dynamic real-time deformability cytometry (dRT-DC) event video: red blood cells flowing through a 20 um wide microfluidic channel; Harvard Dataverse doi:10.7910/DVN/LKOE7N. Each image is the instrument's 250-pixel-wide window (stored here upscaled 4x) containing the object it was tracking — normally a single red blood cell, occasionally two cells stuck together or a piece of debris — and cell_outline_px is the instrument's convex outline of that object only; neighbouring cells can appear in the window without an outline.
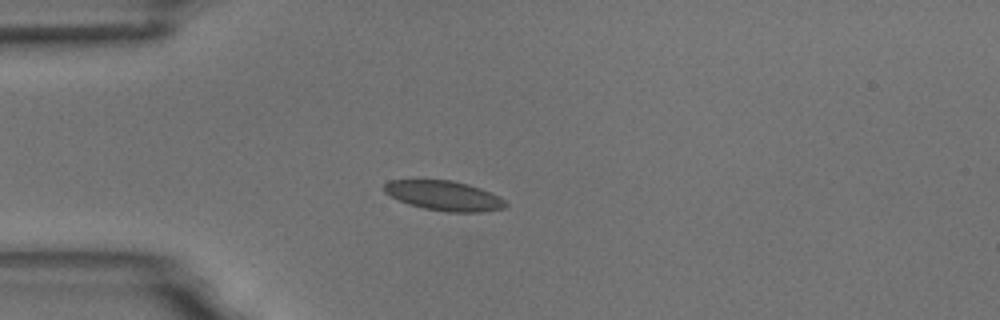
{"species": "common noctule bat (a hibernating species)", "species_latin": "Nyctalus noctula", "temperature_condition": "room temperature", "stored_images_in_passage": 43, "camera_frame_rate_fps": 3000, "um_per_image_px": 0.085, "animal": {"sex": "male", "body_mass_g": 18.8}, "frame": {"image": 1, "passage_image": 2, "time_ms": 0.333, "image_size_px": [1000, 320], "cell_outline_px": [[508, 204], [504, 208], [484, 212], [448, 212], [424, 208], [408, 204], [384, 192], [384, 184], [388, 180], [452, 180], [468, 184], [480, 188], [500, 196]], "centroid_in_image_um": [37.77, 16.63], "position_along_channel_um": 47.2, "area_um2": 21.04}}
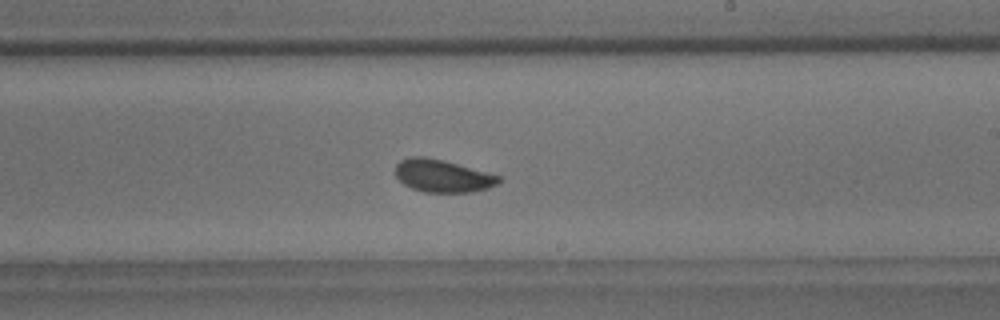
{"frame": {"image": 2, "passage_image": 20, "time_ms": 6.333, "image_size_px": [1000, 320], "cell_outline_px": [[504, 180], [488, 188], [472, 192], [424, 192], [412, 188], [404, 184], [396, 176], [396, 164], [400, 160], [408, 156], [424, 156], [444, 160], [504, 176]], "centroid_in_image_um": [37.67, 14.94], "position_along_channel_um": 251.3, "area_um2": 19.94}}
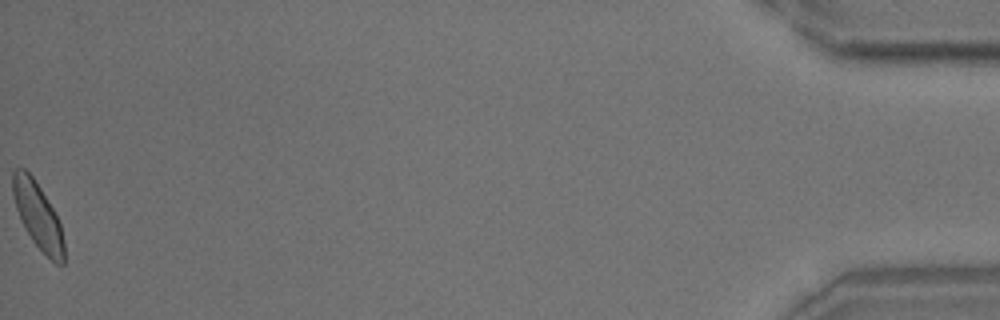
{"frame": {"image": 3, "passage_image": 43, "time_ms": 14.0, "image_size_px": [1000, 320], "cell_outline_px": [[64, 264], [56, 264], [32, 240], [16, 208], [12, 196], [12, 172], [16, 168], [24, 168], [32, 176], [40, 188], [52, 208], [60, 224], [64, 240]], "centroid_in_image_um": [3.21, 18.31], "position_along_channel_um": 432.0, "area_um2": 19.25}, "authors_computed_cell_mechanics": {"area_um2": 19.8254, "velocity_mm_per_s": 3.6465, "shape_relaxation_time_tau1_ms": 4.3134, "shape_relaxation_time_tau2_ms": 1.5712, "deformation_change_tau1": 0.101, "deformation_change_tau2": 0.0409}}